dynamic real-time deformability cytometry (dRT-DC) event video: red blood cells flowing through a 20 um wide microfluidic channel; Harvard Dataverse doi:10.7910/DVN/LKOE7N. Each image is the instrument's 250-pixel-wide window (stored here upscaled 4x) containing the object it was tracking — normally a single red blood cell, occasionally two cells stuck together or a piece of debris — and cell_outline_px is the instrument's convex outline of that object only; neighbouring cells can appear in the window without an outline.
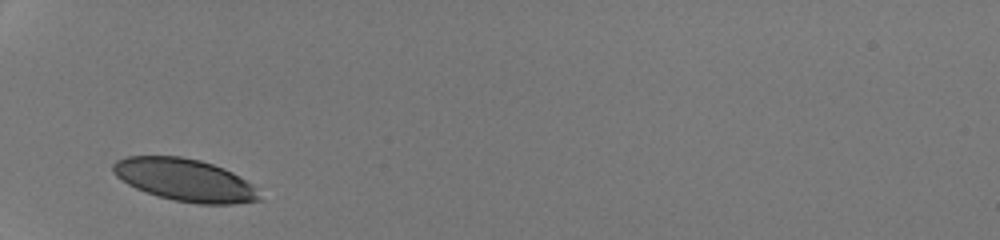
{"species": "human", "species_latin": "Homo sapiens", "temperature_condition": "room temperature", "stored_images_in_passage": 28, "camera_frame_rate_fps": 3000, "um_per_image_px": 0.085, "donor": {"sex": "male"}, "frame": {"image": 1, "passage_image": 1, "time_ms": 0.0, "image_size_px": [1000, 240], "cell_outline_px": [[260, 200], [236, 204], [196, 204], [172, 200], [136, 188], [128, 184], [116, 176], [112, 172], [112, 164], [116, 160], [128, 156], [180, 156], [200, 160], [224, 168], [240, 176], [252, 184], [260, 196]], "centroid_in_image_um": [15.71, 15.29], "position_along_channel_um": 69.3, "area_um2": 36.13}}
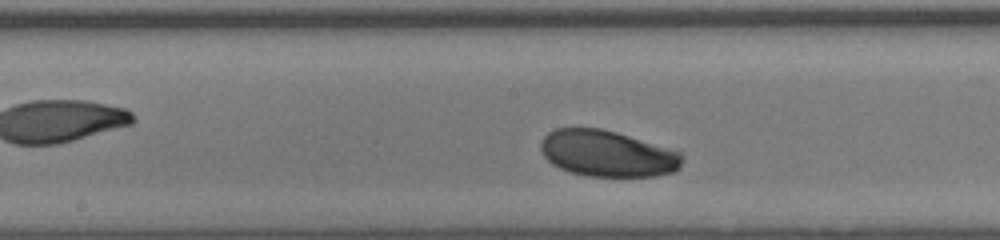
{"frame": {"image": 2, "passage_image": 11, "time_ms": 3.333, "image_size_px": [1000, 240], "cell_outline_px": [[684, 156], [680, 168], [676, 172], [656, 176], [588, 176], [568, 172], [552, 164], [544, 156], [540, 148], [540, 144], [544, 136], [548, 132], [556, 128], [600, 128], [616, 132], [684, 152]], "centroid_in_image_um": [51.66, 13.06], "position_along_channel_um": 196.5, "area_um2": 38.49}}
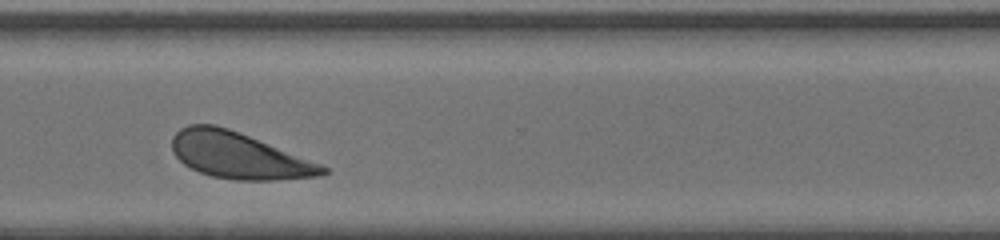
{"frame": {"image": 3, "passage_image": 22, "time_ms": 7.0, "image_size_px": [1000, 240], "cell_outline_px": [[328, 172], [320, 176], [276, 180], [236, 180], [212, 176], [200, 172], [184, 164], [172, 152], [172, 136], [180, 128], [188, 124], [216, 124], [228, 128], [320, 164], [328, 168]], "centroid_in_image_um": [20.25, 13.21], "position_along_channel_um": 350.4, "area_um2": 40.17}, "authors_computed_cell_mechanics": {"area_um2": 39.1595, "velocity_mm_per_s": 4.1774, "shape_relaxation_time_tau1_ms": 1.1749, "shape_relaxation_time_tau2_ms": null, "deformation_change_tau1": 0.0768, "deformation_change_tau2": null}}